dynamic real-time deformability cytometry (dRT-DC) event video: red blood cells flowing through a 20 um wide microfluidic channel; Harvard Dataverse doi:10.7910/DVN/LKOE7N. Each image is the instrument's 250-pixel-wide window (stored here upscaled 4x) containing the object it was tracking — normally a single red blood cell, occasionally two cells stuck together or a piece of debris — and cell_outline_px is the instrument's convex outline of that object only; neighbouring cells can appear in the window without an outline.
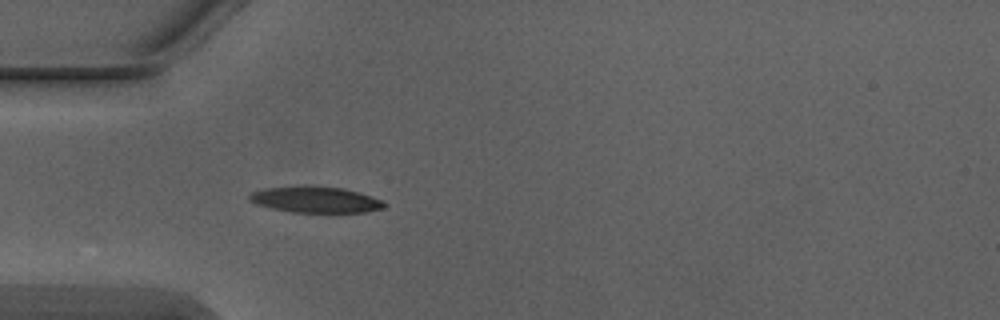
{"species": "Egyptian fruit bat (a non-hibernating species)", "species_latin": "Rousettus aegyptiacus", "temperature_condition": "warm", "stored_images_in_passage": 3, "camera_frame_rate_fps": 3000, "um_per_image_px": 0.085, "animal": {"sex": "male"}, "frame": {"image": 1, "passage_image": 3, "time_ms": 0.667, "image_size_px": [1000, 320], "cell_outline_px": [[388, 204], [384, 208], [364, 212], [292, 212], [272, 208], [256, 204], [248, 200], [248, 196], [252, 192], [264, 188], [344, 188], [372, 196]], "centroid_in_image_um": [26.85, 17.0], "position_along_channel_um": 58.2, "area_um2": 19.71}}